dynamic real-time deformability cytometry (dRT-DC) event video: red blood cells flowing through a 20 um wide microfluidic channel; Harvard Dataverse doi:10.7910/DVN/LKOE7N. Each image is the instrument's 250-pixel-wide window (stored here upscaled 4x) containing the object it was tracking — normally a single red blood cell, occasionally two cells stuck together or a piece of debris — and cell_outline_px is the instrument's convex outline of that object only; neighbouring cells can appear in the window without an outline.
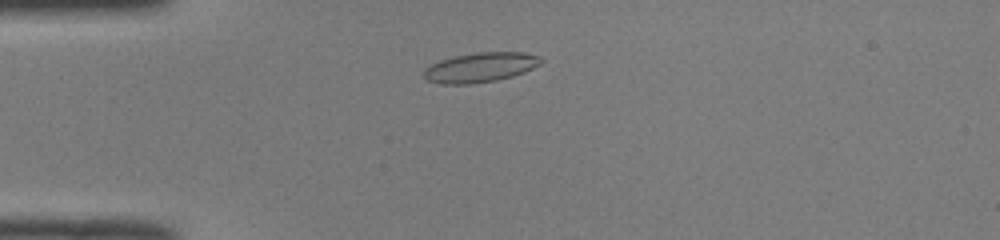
{"species": "common noctule bat (a hibernating species)", "species_latin": "Nyctalus noctula", "temperature_condition": "room temperature", "stored_images_in_passage": 12, "camera_frame_rate_fps": 3000, "um_per_image_px": 0.085, "animal": {"sex": "male", "body_mass_g": 19.0, "forearm_length_mm": 50.8}, "frame": {"image": 1, "passage_image": 7, "time_ms": 2.0, "image_size_px": [1000, 240], "cell_outline_px": [[544, 60], [540, 64], [524, 72], [512, 76], [496, 80], [468, 84], [440, 84], [428, 80], [424, 76], [424, 68], [440, 60], [456, 56], [476, 52], [524, 52], [540, 56]], "centroid_in_image_um": [40.85, 5.72], "position_along_channel_um": 44.2, "area_um2": 20.17}}
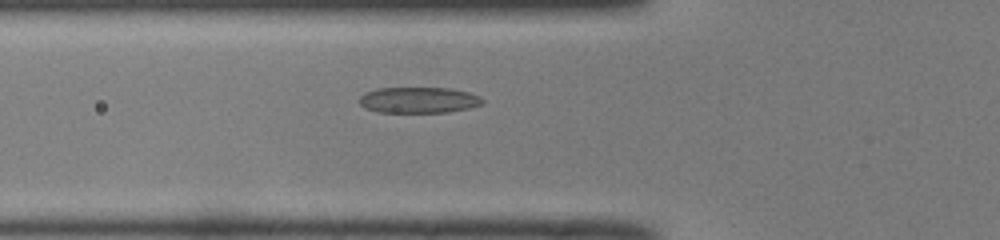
{"frame": {"image": 2, "passage_image": 12, "time_ms": 3.667, "image_size_px": [1000, 240], "cell_outline_px": [[484, 104], [468, 108], [448, 112], [380, 112], [364, 108], [360, 104], [360, 96], [364, 92], [376, 88], [452, 88], [468, 92], [480, 96], [484, 100]], "centroid_in_image_um": [35.59, 8.5], "position_along_channel_um": 90.2, "area_um2": 18.73}}